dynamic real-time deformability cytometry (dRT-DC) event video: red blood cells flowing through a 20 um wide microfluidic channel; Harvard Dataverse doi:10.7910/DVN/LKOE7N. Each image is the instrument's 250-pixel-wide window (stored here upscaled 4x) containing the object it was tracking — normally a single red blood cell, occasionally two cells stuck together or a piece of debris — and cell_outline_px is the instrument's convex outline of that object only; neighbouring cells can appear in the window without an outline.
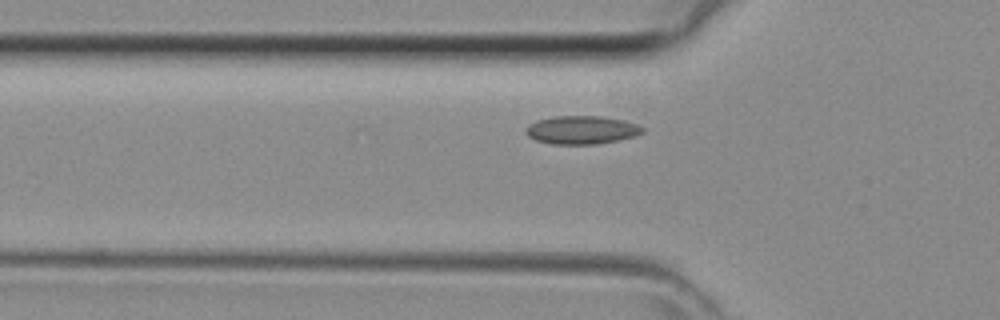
{"species": "common noctule bat (a hibernating species)", "species_latin": "Nyctalus noctula", "temperature_condition": "room temperature", "stored_images_in_passage": 13, "camera_frame_rate_fps": 3000, "um_per_image_px": 0.085, "animal": {"sex": "female", "body_mass_g": 29.2, "forearm_length_mm": 56.3}, "frame": {"image": 1, "passage_image": 4, "time_ms": 1.0, "image_size_px": [1000, 320], "cell_outline_px": [[644, 132], [636, 136], [596, 144], [552, 144], [536, 140], [528, 136], [524, 132], [528, 124], [536, 120], [552, 116], [604, 116], [624, 120], [636, 124], [644, 128]], "centroid_in_image_um": [49.42, 11.03], "position_along_channel_um": 76.4, "area_um2": 19.36}}
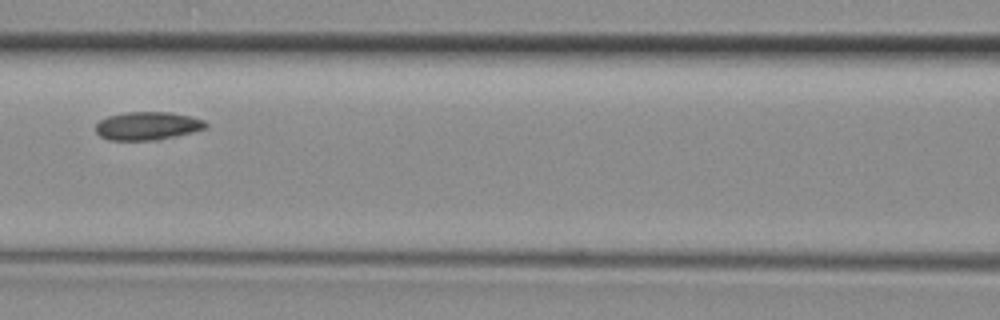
{"frame": {"image": 2, "passage_image": 9, "time_ms": 2.667, "image_size_px": [1000, 320], "cell_outline_px": [[208, 128], [160, 140], [108, 140], [100, 136], [96, 132], [96, 124], [100, 120], [108, 116], [124, 112], [168, 112], [188, 116], [204, 120], [208, 124]], "centroid_in_image_um": [12.54, 10.7], "position_along_channel_um": 154.1, "area_um2": 18.15}}
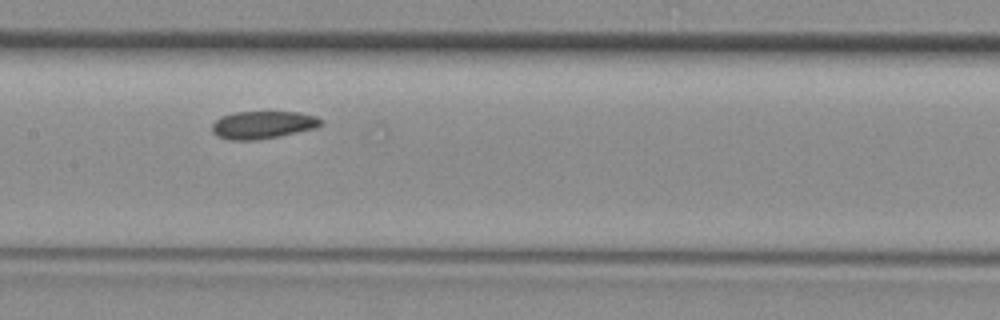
{"frame": {"image": 3, "passage_image": 11, "time_ms": 3.333, "image_size_px": [1000, 320], "cell_outline_px": [[324, 124], [316, 128], [280, 136], [256, 140], [232, 140], [220, 136], [212, 132], [212, 124], [220, 116], [232, 112], [300, 112], [316, 116], [324, 120]], "centroid_in_image_um": [22.38, 10.6], "position_along_channel_um": 185.0, "area_um2": 17.69}}